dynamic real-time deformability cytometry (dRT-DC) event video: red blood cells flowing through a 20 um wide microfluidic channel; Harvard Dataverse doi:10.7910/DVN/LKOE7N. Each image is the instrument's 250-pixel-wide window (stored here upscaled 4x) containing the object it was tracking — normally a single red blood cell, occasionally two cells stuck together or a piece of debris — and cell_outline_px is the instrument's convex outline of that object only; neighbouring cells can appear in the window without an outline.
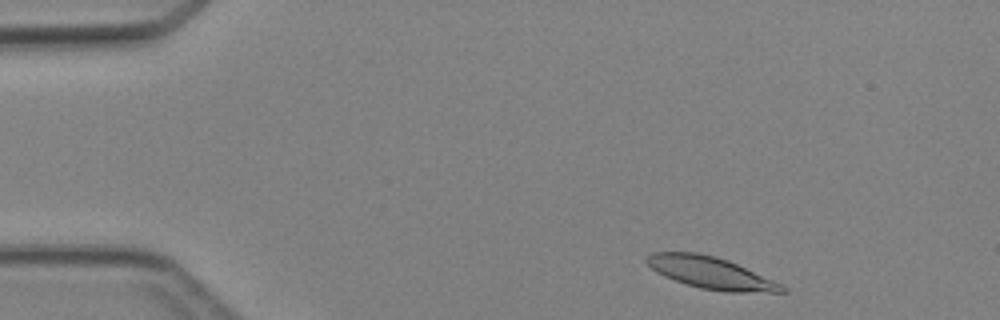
{"species": "Egyptian fruit bat (a non-hibernating species)", "species_latin": "Rousettus aegyptiacus", "temperature_condition": "cold", "stored_images_in_passage": 4, "camera_frame_rate_fps": 3000, "um_per_image_px": 0.085, "animal": {"sex": "female"}, "frame": {"image": 1, "passage_image": 1, "time_ms": 0.0, "image_size_px": [1000, 320], "cell_outline_px": [[788, 292], [724, 292], [700, 288], [664, 276], [656, 272], [644, 260], [644, 256], [652, 252], [696, 252], [716, 256], [728, 260], [772, 280], [788, 288]], "centroid_in_image_um": [60.38, 23.18], "position_along_channel_um": 24.6, "area_um2": 25.03}}